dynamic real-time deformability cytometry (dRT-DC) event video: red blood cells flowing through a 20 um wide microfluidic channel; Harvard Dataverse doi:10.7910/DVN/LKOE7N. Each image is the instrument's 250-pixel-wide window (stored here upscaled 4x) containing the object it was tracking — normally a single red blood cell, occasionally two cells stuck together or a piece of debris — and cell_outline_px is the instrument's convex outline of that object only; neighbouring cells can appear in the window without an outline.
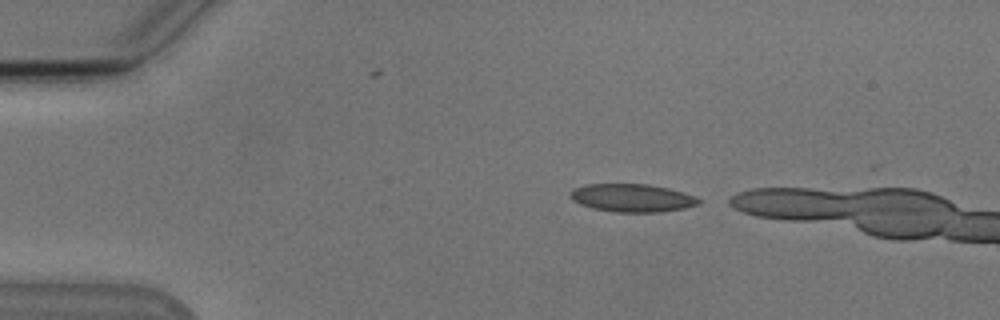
{"species": "Egyptian fruit bat (a non-hibernating species)", "species_latin": "Rousettus aegyptiacus", "temperature_condition": "cold", "stored_images_in_passage": 11, "camera_frame_rate_fps": 3000, "um_per_image_px": 0.085, "animal": {"sex": "male"}, "frame": {"image": 1, "passage_image": 1, "time_ms": 0.0, "image_size_px": [1000, 320], "cell_outline_px": [[700, 204], [684, 208], [660, 212], [616, 212], [592, 208], [580, 204], [572, 200], [568, 196], [568, 192], [572, 188], [588, 184], [648, 184], [668, 188], [696, 196], [700, 200]], "centroid_in_image_um": [53.69, 16.82], "position_along_channel_um": 31.3, "area_um2": 21.1}}